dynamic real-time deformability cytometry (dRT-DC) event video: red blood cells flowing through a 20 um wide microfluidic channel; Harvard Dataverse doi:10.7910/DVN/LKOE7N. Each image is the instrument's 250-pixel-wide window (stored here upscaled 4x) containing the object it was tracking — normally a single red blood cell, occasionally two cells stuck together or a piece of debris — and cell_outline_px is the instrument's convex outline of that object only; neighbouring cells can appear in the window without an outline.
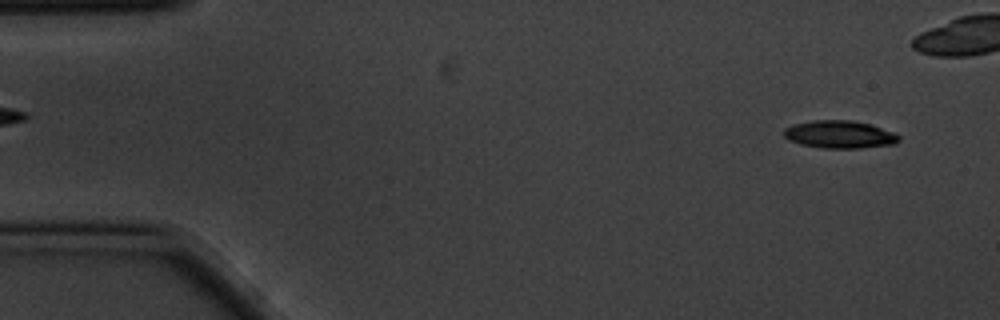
{"species": "common noctule bat (a hibernating species)", "species_latin": "Nyctalus noctula", "temperature_condition": "cold", "stored_images_in_passage": 4, "camera_frame_rate_fps": 3000, "um_per_image_px": 0.085, "animal": {"sex": "male", "body_mass_g": 20.1, "forearm_length_mm": 53.5}, "frame": {"image": 1, "passage_image": 1, "time_ms": 0.0, "image_size_px": [1000, 320], "cell_outline_px": [[900, 140], [896, 144], [860, 148], [820, 148], [800, 144], [788, 140], [784, 136], [784, 128], [792, 124], [812, 120], [852, 120], [872, 124], [896, 132], [900, 136]], "centroid_in_image_um": [71.4, 11.42], "position_along_channel_um": 13.6, "area_um2": 18.96}}